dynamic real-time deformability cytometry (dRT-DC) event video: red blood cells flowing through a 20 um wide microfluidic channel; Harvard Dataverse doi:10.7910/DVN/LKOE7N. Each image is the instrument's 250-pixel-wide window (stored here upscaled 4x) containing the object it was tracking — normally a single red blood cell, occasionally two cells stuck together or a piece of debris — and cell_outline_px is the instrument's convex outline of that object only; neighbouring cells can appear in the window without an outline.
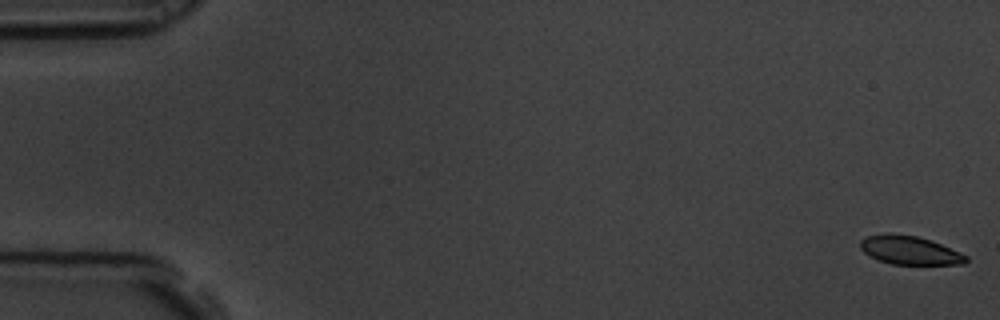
{"species": "common noctule bat (a hibernating species)", "species_latin": "Nyctalus noctula", "temperature_condition": "room temperature", "stored_images_in_passage": 59, "camera_frame_rate_fps": 3000, "um_per_image_px": 0.085, "animal": {"sex": "male", "body_mass_g": 19.5, "forearm_length_mm": 54.6}, "frame": {"image": 1, "passage_image": 1, "time_ms": 0.0, "image_size_px": [1000, 320], "cell_outline_px": [[968, 260], [964, 264], [892, 264], [868, 256], [860, 248], [860, 240], [864, 236], [888, 232], [916, 236], [932, 240], [960, 252], [968, 256]], "centroid_in_image_um": [77.3, 21.25], "position_along_channel_um": 7.7, "area_um2": 17.8}}
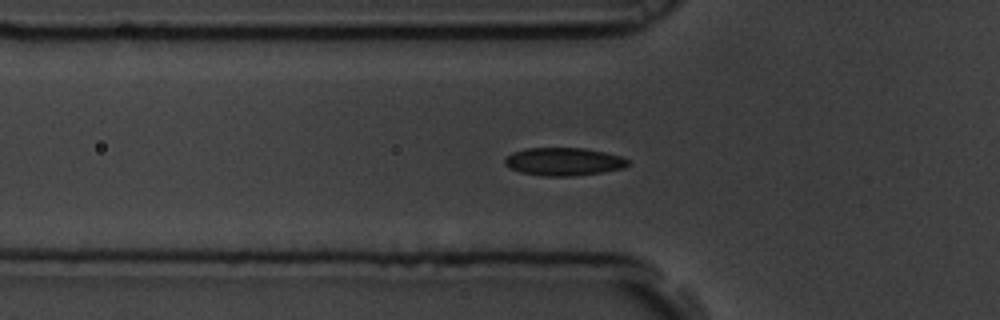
{"frame": {"image": 2, "passage_image": 20, "time_ms": 6.333, "image_size_px": [1000, 320], "cell_outline_px": [[628, 164], [624, 168], [600, 172], [572, 176], [544, 176], [520, 172], [504, 164], [504, 160], [512, 152], [524, 148], [584, 148], [604, 152], [620, 156], [628, 160]], "centroid_in_image_um": [47.89, 13.73], "position_along_channel_um": 77.9, "area_um2": 19.88}}
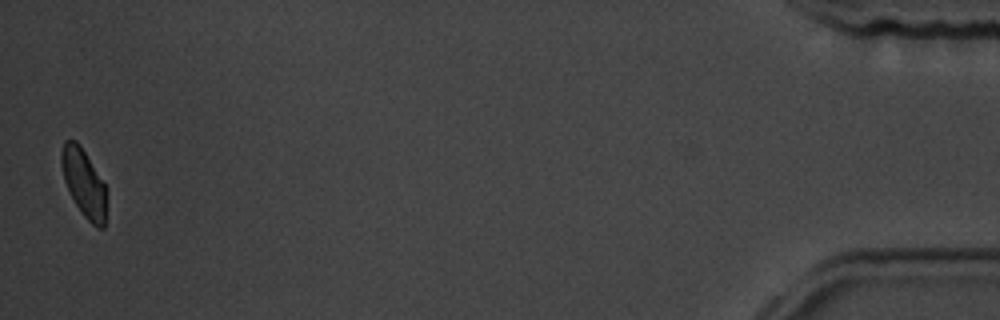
{"frame": {"image": 3, "passage_image": 58, "time_ms": 19.0, "image_size_px": [1000, 320], "cell_outline_px": [[104, 228], [96, 228], [80, 212], [64, 180], [60, 164], [60, 152], [64, 140], [76, 140], [80, 144], [104, 184]], "centroid_in_image_um": [7.07, 15.5], "position_along_channel_um": 428.1, "area_um2": 17.34}, "authors_computed_cell_mechanics": {"area_um2": 19.652, "velocity_mm_per_s": 3.4881, "shape_relaxation_time_tau1_ms": 2.4421, "shape_relaxation_time_tau2_ms": 3.5466, "deformation_change_tau1": 0.0813, "deformation_change_tau2": 0.0561}}